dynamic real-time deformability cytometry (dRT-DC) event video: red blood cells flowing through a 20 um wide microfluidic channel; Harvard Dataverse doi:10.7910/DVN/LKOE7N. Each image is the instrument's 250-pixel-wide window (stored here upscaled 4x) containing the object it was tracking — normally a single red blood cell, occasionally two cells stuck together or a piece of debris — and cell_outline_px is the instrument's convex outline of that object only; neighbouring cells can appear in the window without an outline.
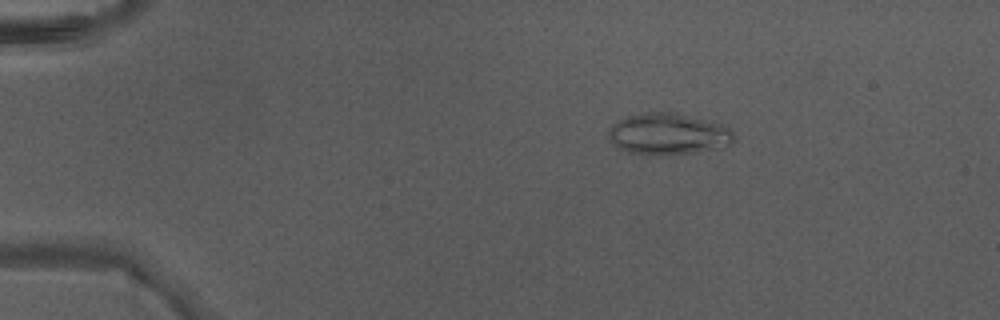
{"species": "Egyptian fruit bat (a non-hibernating species)", "species_latin": "Rousettus aegyptiacus", "temperature_condition": "warm", "stored_images_in_passage": 5, "camera_frame_rate_fps": 3000, "um_per_image_px": 0.085, "animal": {"sex": "male"}, "frame": {"image": 1, "passage_image": 3, "time_ms": 0.667, "image_size_px": [1000, 320], "cell_outline_px": [[736, 140], [732, 144], [724, 148], [692, 152], [648, 156], [628, 152], [616, 148], [612, 144], [608, 136], [608, 128], [612, 124], [628, 116], [648, 112], [672, 112], [720, 124], [732, 128]], "centroid_in_image_um": [56.79, 11.41], "position_along_channel_um": 28.2, "area_um2": 30.58}}